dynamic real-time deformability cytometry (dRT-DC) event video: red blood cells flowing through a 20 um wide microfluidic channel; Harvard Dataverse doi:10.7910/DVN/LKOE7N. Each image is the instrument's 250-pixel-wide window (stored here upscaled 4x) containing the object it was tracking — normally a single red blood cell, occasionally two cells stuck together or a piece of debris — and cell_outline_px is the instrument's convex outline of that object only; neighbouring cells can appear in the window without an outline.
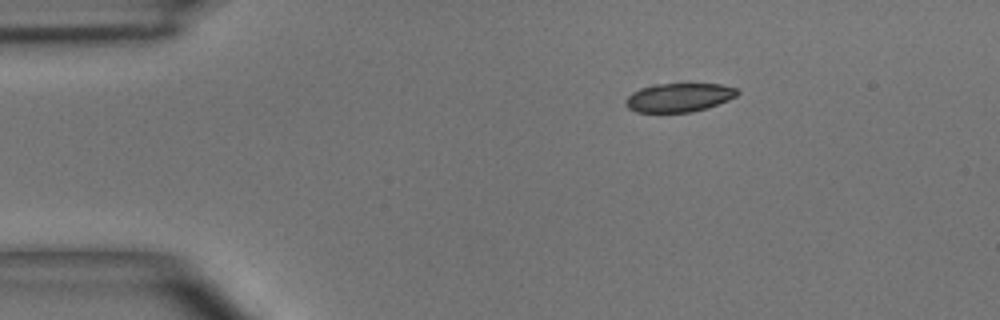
{"species": "common noctule bat (a hibernating species)", "species_latin": "Nyctalus noctula", "temperature_condition": "room temperature", "stored_images_in_passage": 5, "camera_frame_rate_fps": 3000, "um_per_image_px": 0.085, "animal": {"sex": "male", "body_mass_g": 15.6}, "frame": {"image": 1, "passage_image": 1, "time_ms": 0.0, "image_size_px": [1000, 320], "cell_outline_px": [[740, 92], [736, 96], [728, 100], [708, 108], [692, 112], [636, 112], [628, 108], [624, 104], [624, 100], [632, 92], [640, 88], [652, 84], [720, 84], [736, 88]], "centroid_in_image_um": [57.69, 8.29], "position_along_channel_um": 27.3, "area_um2": 18.84}}
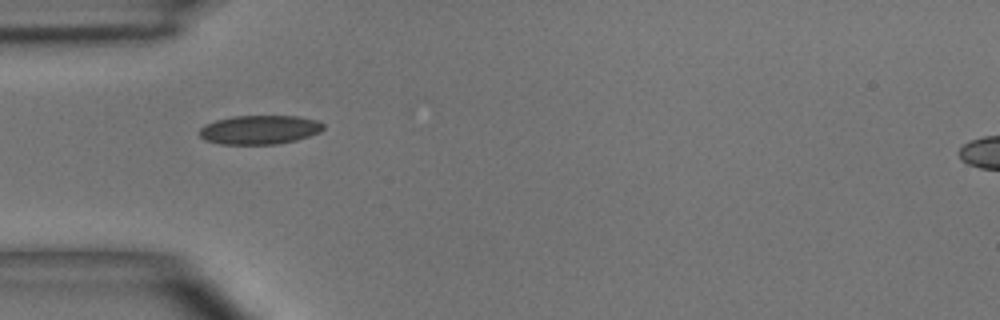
{"frame": {"image": 2, "passage_image": 3, "time_ms": 2.333, "image_size_px": [1000, 320], "cell_outline_px": [[324, 128], [320, 132], [296, 140], [276, 144], [220, 144], [204, 140], [200, 136], [200, 128], [204, 124], [216, 120], [232, 116], [296, 116], [316, 120], [324, 124]], "centroid_in_image_um": [22.04, 11.03], "position_along_channel_um": 63.0, "area_um2": 20.92}}
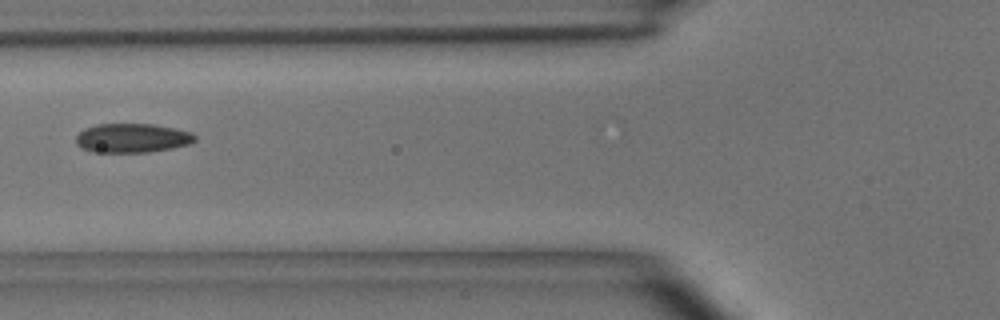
{"frame": {"image": 3, "passage_image": 4, "time_ms": 3.667, "image_size_px": [1000, 320], "cell_outline_px": [[196, 140], [188, 144], [172, 148], [148, 152], [92, 152], [80, 148], [76, 144], [76, 136], [84, 128], [96, 124], [152, 124], [192, 132], [196, 136]], "centroid_in_image_um": [11.2, 11.73], "position_along_channel_um": 114.6, "area_um2": 20.23}}